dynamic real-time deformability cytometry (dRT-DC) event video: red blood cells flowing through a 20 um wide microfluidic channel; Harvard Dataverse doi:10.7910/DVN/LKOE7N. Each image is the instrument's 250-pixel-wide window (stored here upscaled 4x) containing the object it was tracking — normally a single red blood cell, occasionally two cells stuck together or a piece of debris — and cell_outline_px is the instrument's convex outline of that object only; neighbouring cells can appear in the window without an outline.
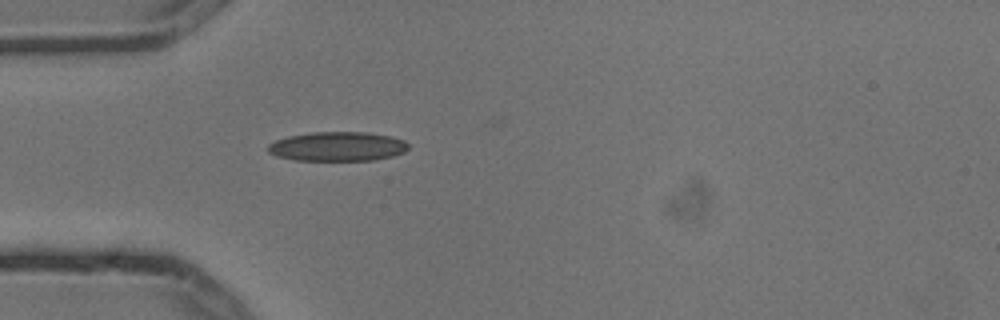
{"species": "common noctule bat (a hibernating species)", "species_latin": "Nyctalus noctula", "temperature_condition": "cold", "stored_images_in_passage": 1, "camera_frame_rate_fps": 3000, "um_per_image_px": 0.085, "animal": {"sex": "male", "body_mass_g": 13.3}, "frame": {"image": 1, "passage_image": 1, "time_ms": 0.0, "image_size_px": [1000, 320], "cell_outline_px": [[408, 148], [404, 152], [392, 156], [376, 160], [292, 160], [276, 156], [268, 152], [268, 144], [276, 140], [288, 136], [312, 132], [368, 132], [392, 136], [404, 140], [408, 144]], "centroid_in_image_um": [28.69, 12.45], "position_along_channel_um": 56.3, "area_um2": 24.1}}